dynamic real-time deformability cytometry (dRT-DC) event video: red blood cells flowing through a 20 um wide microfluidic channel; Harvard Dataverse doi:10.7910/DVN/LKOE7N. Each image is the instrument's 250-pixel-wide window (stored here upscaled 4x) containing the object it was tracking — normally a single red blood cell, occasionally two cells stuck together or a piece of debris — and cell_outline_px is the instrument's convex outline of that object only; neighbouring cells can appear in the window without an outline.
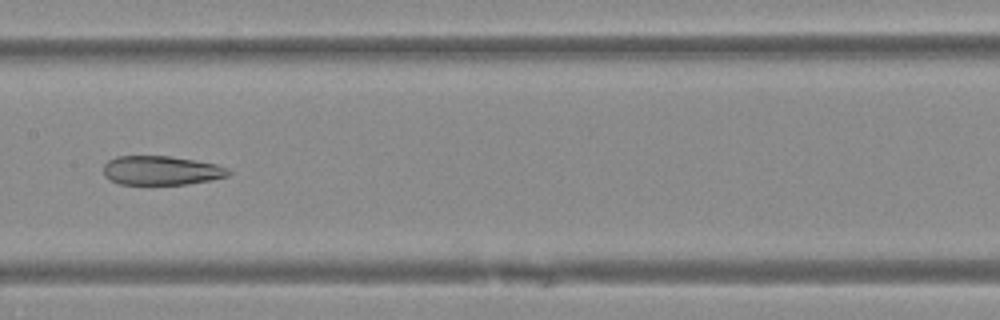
{"species": "Egyptian fruit bat (a non-hibernating species)", "species_latin": "Rousettus aegyptiacus", "temperature_condition": "warm", "stored_images_in_passage": 49, "camera_frame_rate_fps": 3000, "um_per_image_px": 0.085, "animal": {"sex": "female"}, "frame": {"image": 1, "passage_image": 25, "time_ms": 8.0, "image_size_px": [1000, 320], "cell_outline_px": [[232, 172], [228, 176], [212, 180], [188, 184], [120, 184], [108, 180], [104, 176], [104, 164], [108, 160], [116, 156], [168, 156], [216, 164], [228, 168]], "centroid_in_image_um": [13.7, 14.49], "position_along_channel_um": 193.7, "area_um2": 21.27}}
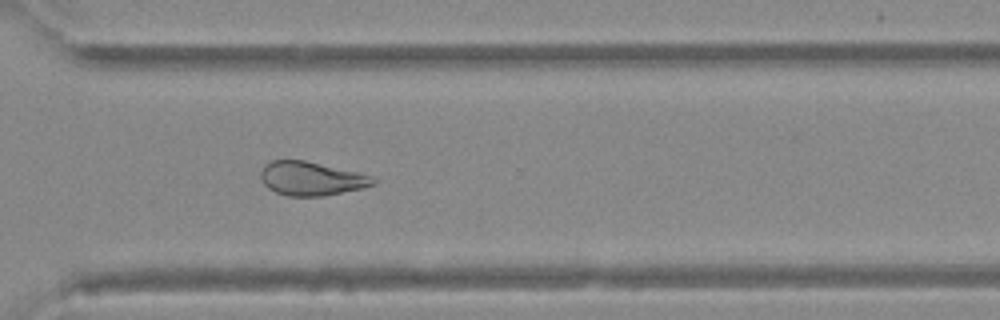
{"frame": {"image": 2, "passage_image": 36, "time_ms": 11.667, "image_size_px": [1000, 320], "cell_outline_px": [[380, 180], [376, 184], [360, 188], [324, 196], [288, 196], [276, 192], [268, 188], [264, 184], [260, 176], [260, 172], [264, 164], [272, 160], [304, 160], [376, 176]], "centroid_in_image_um": [26.49, 15.17], "position_along_channel_um": 344.1, "area_um2": 22.31}}
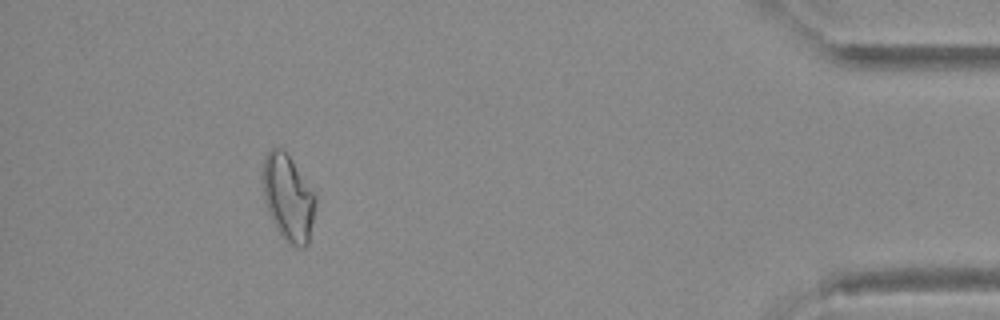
{"frame": {"image": 3, "passage_image": 45, "time_ms": 14.667, "image_size_px": [1000, 320], "cell_outline_px": [[316, 204], [308, 244], [304, 248], [296, 248], [288, 244], [284, 240], [276, 228], [268, 212], [264, 200], [260, 172], [264, 156], [272, 148], [280, 148], [292, 160], [316, 192]], "centroid_in_image_um": [24.48, 16.82], "position_along_channel_um": 410.7, "area_um2": 27.22}}